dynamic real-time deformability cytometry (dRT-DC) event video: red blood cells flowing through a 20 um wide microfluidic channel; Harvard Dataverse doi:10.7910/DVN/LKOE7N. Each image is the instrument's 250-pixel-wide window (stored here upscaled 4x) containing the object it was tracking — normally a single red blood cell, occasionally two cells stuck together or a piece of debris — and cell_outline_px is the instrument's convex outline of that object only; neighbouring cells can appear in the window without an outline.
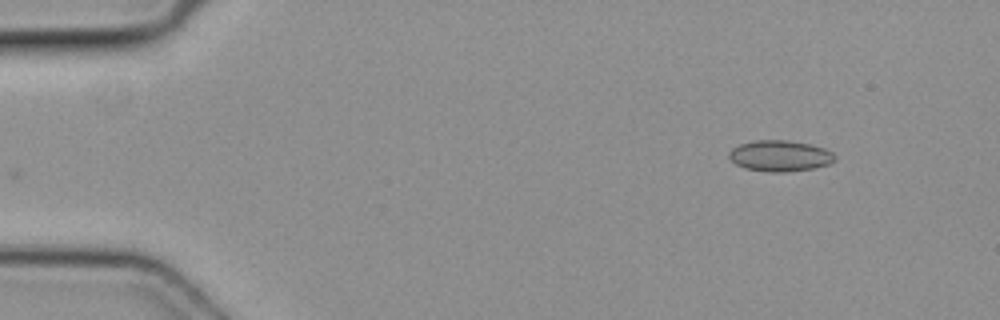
{"species": "common noctule bat (a hibernating species)", "species_latin": "Nyctalus noctula", "temperature_condition": "cold", "stored_images_in_passage": 4, "camera_frame_rate_fps": 3000, "um_per_image_px": 0.085, "animal": {"sex": "female", "body_mass_g": 19.3, "forearm_length_mm": 54.1}, "frame": {"image": 1, "passage_image": 4, "time_ms": 1.0, "image_size_px": [1000, 320], "cell_outline_px": [[836, 160], [828, 164], [812, 168], [784, 172], [772, 172], [744, 168], [736, 164], [728, 156], [728, 152], [732, 148], [740, 144], [756, 140], [788, 140], [808, 144], [824, 148], [832, 152], [836, 156]], "centroid_in_image_um": [66.29, 13.24], "position_along_channel_um": 18.7, "area_um2": 19.02}}